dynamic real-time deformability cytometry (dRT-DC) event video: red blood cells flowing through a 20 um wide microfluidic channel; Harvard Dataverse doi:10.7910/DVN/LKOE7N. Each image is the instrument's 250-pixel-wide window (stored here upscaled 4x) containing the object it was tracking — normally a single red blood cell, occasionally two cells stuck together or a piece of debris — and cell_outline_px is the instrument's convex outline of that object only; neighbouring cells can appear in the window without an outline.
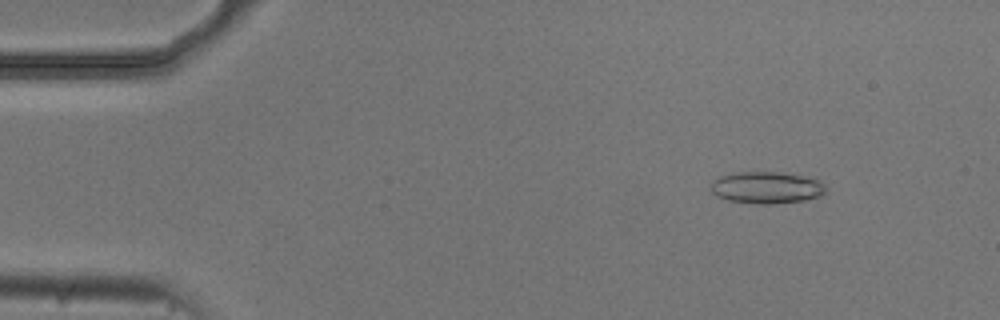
{"species": "common noctule bat (a hibernating species)", "species_latin": "Nyctalus noctula", "temperature_condition": "cold", "stored_images_in_passage": 56, "camera_frame_rate_fps": 3000, "um_per_image_px": 0.085, "animal": {"sex": "male", "body_mass_g": 20.5, "forearm_length_mm": 52.5}, "frame": {"image": 1, "passage_image": 7, "time_ms": 2.0, "image_size_px": [1000, 320], "cell_outline_px": [[828, 192], [820, 196], [804, 200], [776, 204], [756, 204], [728, 200], [716, 196], [712, 192], [712, 180], [720, 176], [740, 172], [780, 172], [816, 176], [828, 188]], "centroid_in_image_um": [65.26, 15.93], "position_along_channel_um": 19.7, "area_um2": 21.91}}
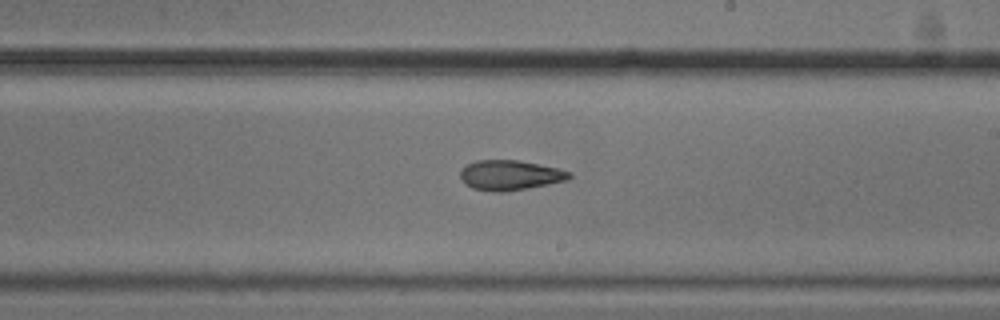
{"frame": {"image": 2, "passage_image": 32, "time_ms": 10.333, "image_size_px": [1000, 320], "cell_outline_px": [[572, 176], [568, 180], [528, 188], [504, 192], [496, 192], [472, 188], [464, 184], [460, 176], [460, 168], [476, 160], [520, 160], [556, 168], [572, 172]], "centroid_in_image_um": [43.33, 14.89], "position_along_channel_um": 245.7, "area_um2": 19.13}}
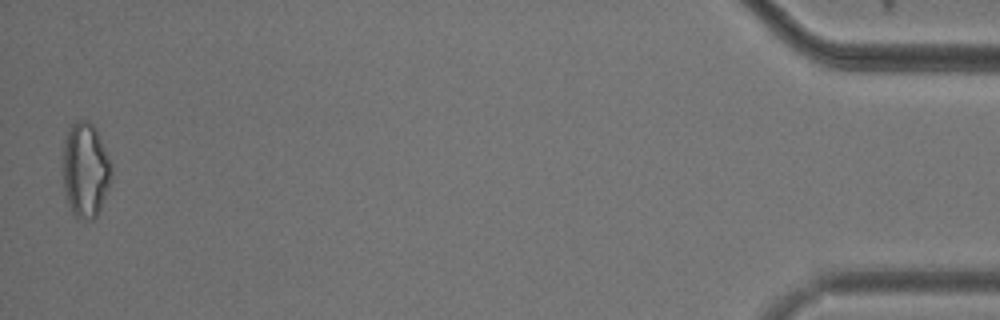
{"frame": {"image": 3, "passage_image": 54, "time_ms": 17.667, "image_size_px": [1000, 320], "cell_outline_px": [[112, 176], [108, 188], [100, 208], [96, 216], [92, 220], [84, 220], [76, 216], [72, 212], [68, 204], [64, 188], [64, 140], [72, 124], [76, 120], [88, 120], [96, 128], [112, 164]], "centroid_in_image_um": [7.28, 14.44], "position_along_channel_um": 427.9, "area_um2": 26.7}, "authors_computed_cell_mechanics": {"area_um2": 20.3167, "velocity_mm_per_s": 3.7244, "shape_relaxation_time_tau1_ms": 10.1115, "shape_relaxation_time_tau2_ms": 8.1664, "deformation_change_tau1": 0.1636, "deformation_change_tau2": 0.1828}}